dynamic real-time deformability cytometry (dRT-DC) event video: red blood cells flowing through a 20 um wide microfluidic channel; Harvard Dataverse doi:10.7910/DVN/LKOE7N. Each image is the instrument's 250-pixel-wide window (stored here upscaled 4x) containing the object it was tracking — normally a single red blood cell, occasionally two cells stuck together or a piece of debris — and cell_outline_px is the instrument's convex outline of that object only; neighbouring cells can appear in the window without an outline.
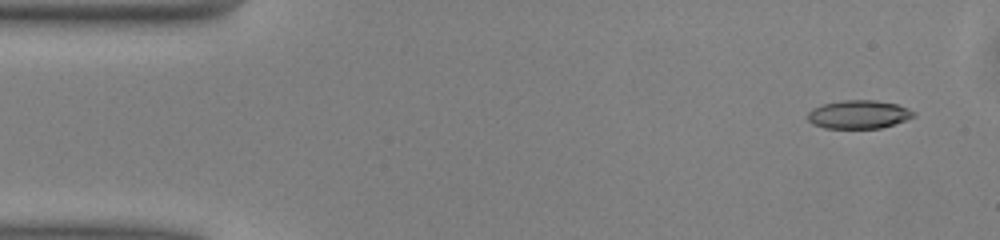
{"species": "common noctule bat (a hibernating species)", "species_latin": "Nyctalus noctula", "temperature_condition": "warm", "stored_images_in_passage": 46, "camera_frame_rate_fps": 3000, "um_per_image_px": 0.085, "animal": {"sex": "male", "body_mass_g": 13.0, "forearm_length_mm": 53.1}, "frame": {"image": 1, "passage_image": 3, "time_ms": 0.667, "image_size_px": [1000, 240], "cell_outline_px": [[916, 116], [880, 128], [824, 128], [812, 124], [808, 120], [808, 112], [812, 108], [824, 104], [844, 100], [876, 100], [896, 104], [908, 108], [916, 112]], "centroid_in_image_um": [72.98, 9.72], "position_along_channel_um": 12.0, "area_um2": 17.46}}
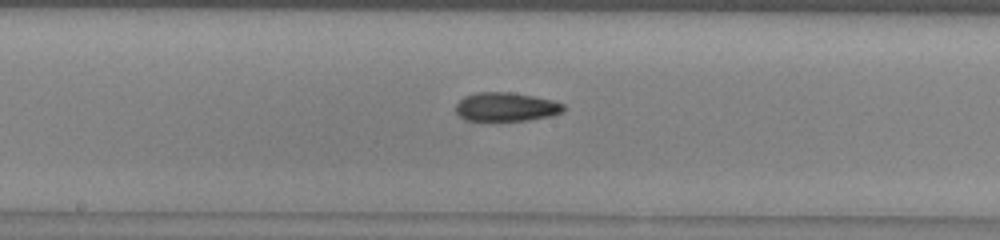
{"frame": {"image": 2, "passage_image": 25, "time_ms": 8.0, "image_size_px": [1000, 240], "cell_outline_px": [[564, 108], [560, 112], [548, 116], [528, 120], [464, 120], [456, 112], [456, 104], [464, 96], [476, 92], [512, 92], [552, 100], [564, 104]], "centroid_in_image_um": [42.97, 9.07], "position_along_channel_um": 205.2, "area_um2": 17.86}}
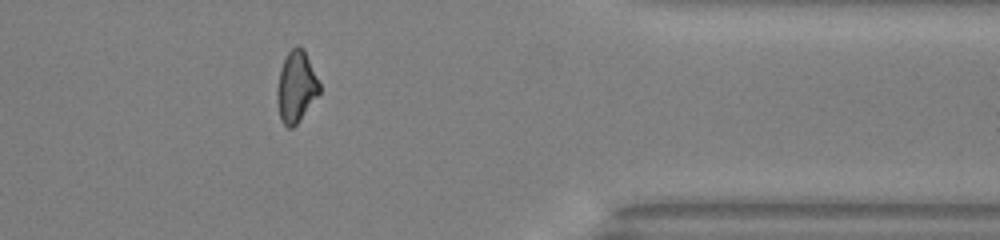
{"frame": {"image": 3, "passage_image": 40, "time_ms": 13.0, "image_size_px": [1000, 240], "cell_outline_px": [[320, 92], [300, 120], [292, 128], [288, 128], [280, 120], [276, 100], [276, 88], [280, 68], [288, 52], [296, 44], [300, 44], [304, 48], [320, 84]], "centroid_in_image_um": [25.15, 7.36], "position_along_channel_um": 386.2, "area_um2": 17.8}, "authors_computed_cell_mechanics": {"area_um2": 17.7735, "velocity_mm_per_s": 4.0847, "shape_relaxation_time_tau1_ms": null, "shape_relaxation_time_tau2_ms": 5.9354, "deformation_change_tau1": null, "deformation_change_tau2": 0.1555}}